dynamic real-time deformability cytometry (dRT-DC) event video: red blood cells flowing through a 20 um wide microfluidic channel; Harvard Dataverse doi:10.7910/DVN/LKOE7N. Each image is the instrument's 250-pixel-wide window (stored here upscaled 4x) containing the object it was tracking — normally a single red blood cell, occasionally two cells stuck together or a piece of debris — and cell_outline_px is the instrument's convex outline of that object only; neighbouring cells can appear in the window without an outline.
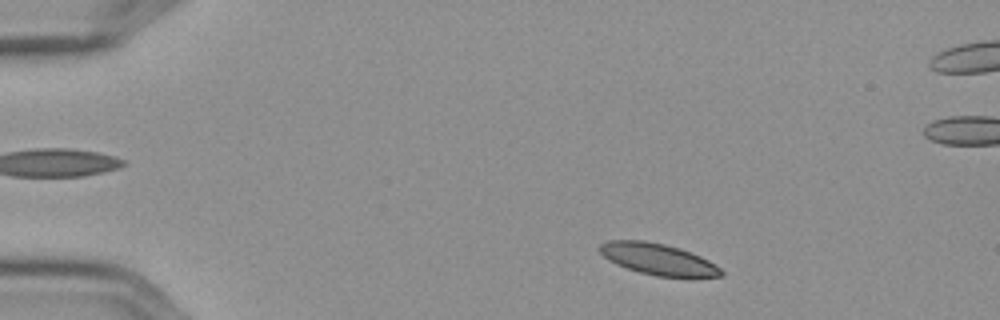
{"species": "Egyptian fruit bat (a non-hibernating species)", "species_latin": "Rousettus aegyptiacus", "temperature_condition": "cold", "stored_images_in_passage": 53, "camera_frame_rate_fps": 3000, "um_per_image_px": 0.085, "frame": {"image": 1, "passage_image": 5, "time_ms": 1.333, "image_size_px": [1000, 320], "cell_outline_px": [[724, 276], [692, 280], [656, 276], [640, 272], [616, 264], [608, 260], [596, 248], [600, 244], [608, 240], [644, 240], [664, 244], [680, 248], [700, 256], [708, 260], [720, 268], [724, 272]], "centroid_in_image_um": [56.0, 22.07], "position_along_channel_um": 29.0, "area_um2": 22.95}}
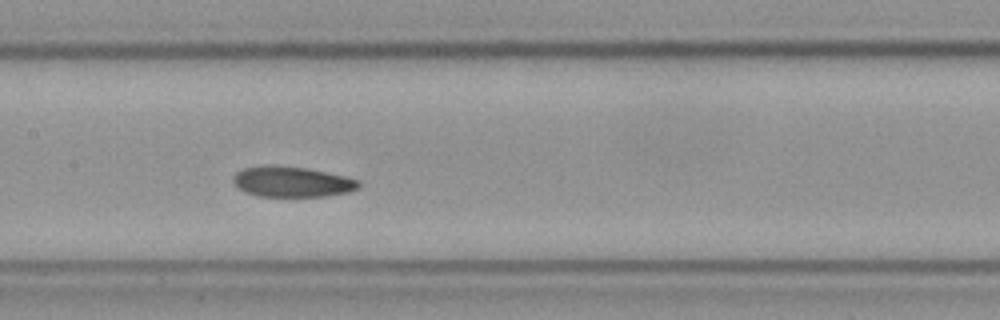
{"frame": {"image": 2, "passage_image": 24, "time_ms": 7.667, "image_size_px": [1000, 320], "cell_outline_px": [[360, 188], [348, 192], [328, 196], [260, 196], [248, 192], [240, 188], [232, 180], [232, 176], [236, 172], [244, 168], [268, 164], [276, 164], [308, 168], [344, 176], [360, 180]], "centroid_in_image_um": [24.84, 15.43], "position_along_channel_um": 182.6, "area_um2": 22.43}}
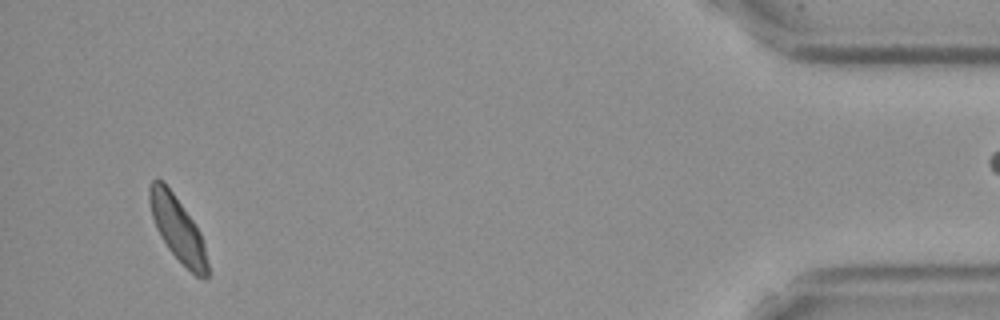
{"frame": {"image": 3, "passage_image": 50, "time_ms": 16.333, "image_size_px": [1000, 320], "cell_outline_px": [[208, 276], [204, 280], [196, 276], [168, 248], [160, 236], [156, 228], [152, 216], [148, 200], [148, 188], [152, 180], [164, 180], [192, 220], [200, 232], [204, 244], [208, 264]], "centroid_in_image_um": [15.08, 19.43], "position_along_channel_um": 420.1, "area_um2": 21.56}, "authors_computed_cell_mechanics": {"area_um2": 22.4264, "velocity_mm_per_s": 3.544, "shape_relaxation_time_tau1_ms": 10.8384, "shape_relaxation_time_tau2_ms": 3.368, "deformation_change_tau1": 0.187, "deformation_change_tau2": 0.0742}}